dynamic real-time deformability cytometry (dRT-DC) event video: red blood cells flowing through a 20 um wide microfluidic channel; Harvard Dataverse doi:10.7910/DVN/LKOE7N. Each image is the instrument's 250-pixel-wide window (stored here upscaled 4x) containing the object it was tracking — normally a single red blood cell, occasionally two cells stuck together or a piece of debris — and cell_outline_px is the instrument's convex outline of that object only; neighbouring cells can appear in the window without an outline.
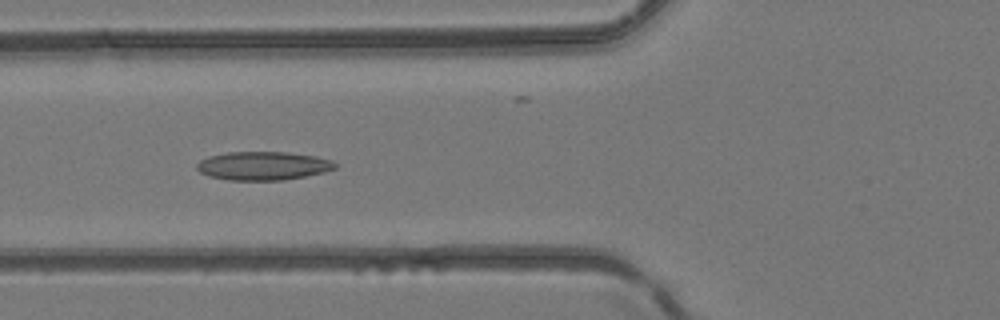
{"species": "common noctule bat (a hibernating species)", "species_latin": "Nyctalus noctula", "temperature_condition": "room temperature", "stored_images_in_passage": 38, "camera_frame_rate_fps": 3000, "um_per_image_px": 0.085, "animal": {"sex": "female", "body_mass_g": 24.6, "forearm_length_mm": 56.2}, "frame": {"image": 1, "passage_image": 13, "time_ms": 4.0, "image_size_px": [1000, 320], "cell_outline_px": [[336, 168], [324, 172], [284, 180], [228, 180], [208, 176], [200, 172], [196, 168], [196, 164], [200, 160], [208, 156], [228, 152], [288, 152], [316, 156], [332, 160], [336, 164]], "centroid_in_image_um": [22.34, 14.09], "position_along_channel_um": 103.5, "area_um2": 23.06}}
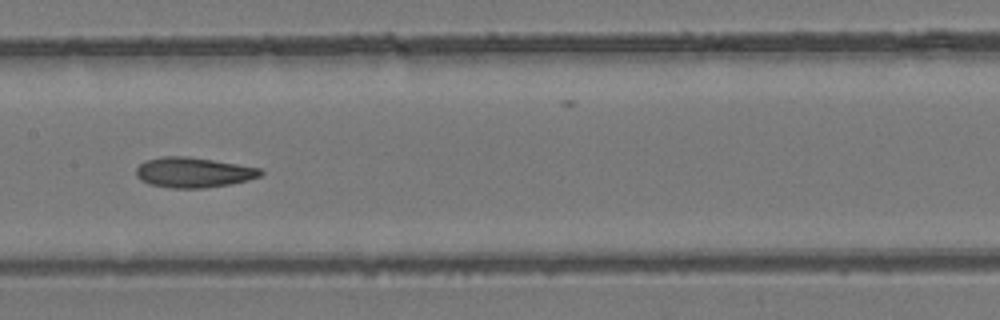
{"frame": {"image": 2, "passage_image": 19, "time_ms": 6.0, "image_size_px": [1000, 320], "cell_outline_px": [[264, 172], [260, 176], [248, 180], [228, 184], [204, 188], [172, 188], [148, 184], [140, 180], [136, 176], [136, 168], [144, 160], [164, 156], [188, 156], [260, 168]], "centroid_in_image_um": [16.39, 14.65], "position_along_channel_um": 191.0, "area_um2": 21.85}}
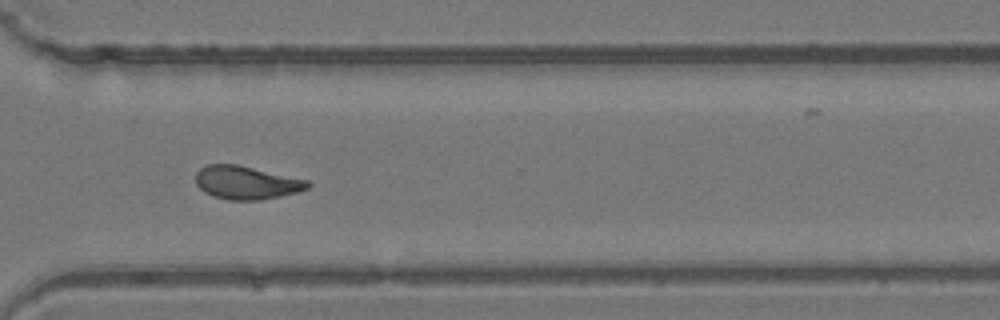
{"frame": {"image": 3, "passage_image": 30, "time_ms": 9.667, "image_size_px": [1000, 320], "cell_outline_px": [[312, 184], [308, 188], [296, 192], [280, 196], [260, 200], [228, 200], [212, 196], [204, 192], [196, 184], [196, 172], [200, 168], [208, 164], [236, 164], [308, 180]], "centroid_in_image_um": [20.92, 15.52], "position_along_channel_um": 349.7, "area_um2": 21.68}}